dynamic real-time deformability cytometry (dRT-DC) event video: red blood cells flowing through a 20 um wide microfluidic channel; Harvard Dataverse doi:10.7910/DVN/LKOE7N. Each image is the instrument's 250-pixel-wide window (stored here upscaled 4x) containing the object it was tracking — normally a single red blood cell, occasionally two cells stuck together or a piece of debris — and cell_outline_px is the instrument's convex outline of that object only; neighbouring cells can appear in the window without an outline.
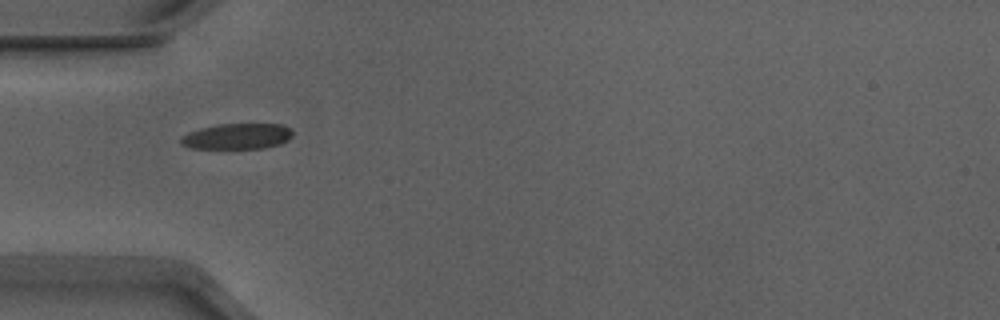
{"species": "Egyptian fruit bat (a non-hibernating species)", "species_latin": "Rousettus aegyptiacus", "temperature_condition": "warm", "stored_images_in_passage": 38, "camera_frame_rate_fps": 3000, "um_per_image_px": 0.085, "animal": {"sex": "male"}, "frame": {"image": 1, "passage_image": 2, "time_ms": 0.333, "image_size_px": [1000, 320], "cell_outline_px": [[292, 136], [288, 140], [280, 144], [264, 148], [188, 148], [180, 144], [180, 136], [188, 132], [200, 128], [220, 124], [284, 124], [292, 132]], "centroid_in_image_um": [20.13, 11.59], "position_along_channel_um": 64.9, "area_um2": 16.82}}
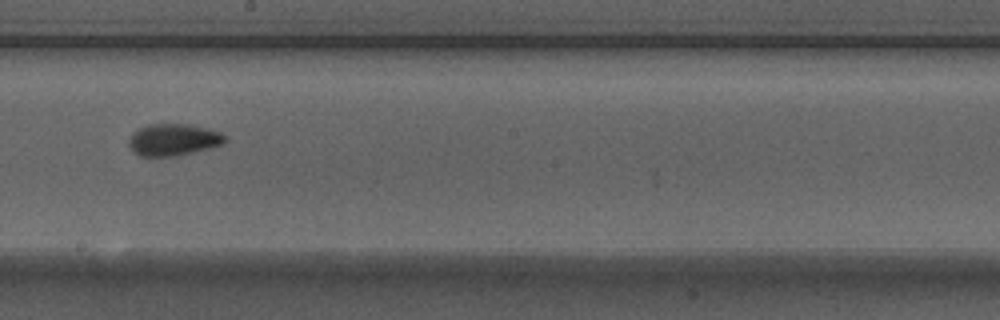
{"frame": {"image": 2, "passage_image": 15, "time_ms": 4.667, "image_size_px": [1000, 320], "cell_outline_px": [[228, 140], [224, 144], [176, 156], [140, 156], [128, 144], [128, 140], [132, 132], [148, 124], [188, 124], [220, 132], [228, 136]], "centroid_in_image_um": [14.76, 11.87], "position_along_channel_um": 233.4, "area_um2": 17.8}}
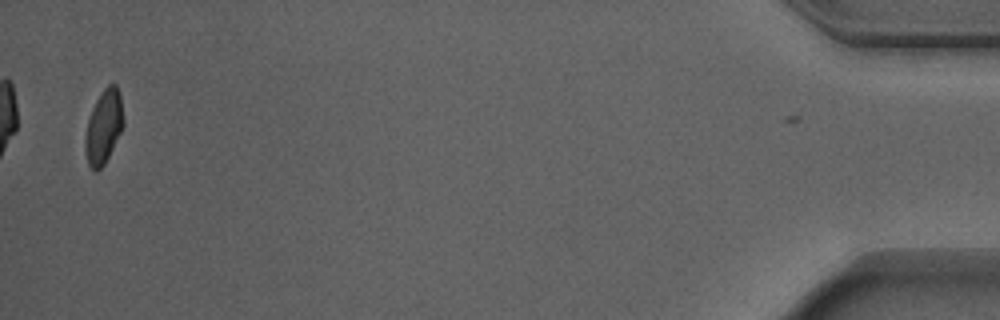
{"frame": {"image": 3, "passage_image": 37, "time_ms": 12.0, "image_size_px": [1000, 320], "cell_outline_px": [[124, 124], [104, 164], [96, 172], [88, 164], [84, 148], [84, 140], [88, 120], [96, 100], [104, 88], [108, 84], [116, 84], [120, 96], [124, 120]], "centroid_in_image_um": [8.8, 10.77], "position_along_channel_um": 426.4, "area_um2": 16.13}, "authors_computed_cell_mechanics": {"area_um2": 17.1955, "velocity_mm_per_s": 3.9062, "shape_relaxation_time_tau1_ms": 4.2039, "shape_relaxation_time_tau2_ms": 2.1949, "deformation_change_tau1": 0.156, "deformation_change_tau2": 0.0607}}